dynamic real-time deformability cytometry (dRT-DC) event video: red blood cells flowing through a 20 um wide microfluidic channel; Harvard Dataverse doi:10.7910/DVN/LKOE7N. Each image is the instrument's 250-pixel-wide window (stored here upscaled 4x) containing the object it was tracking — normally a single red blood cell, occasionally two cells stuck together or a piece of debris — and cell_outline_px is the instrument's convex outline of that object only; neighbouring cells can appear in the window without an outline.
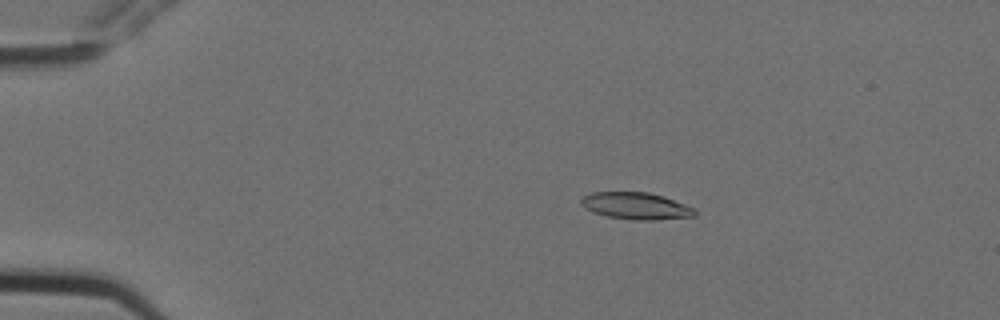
{"species": "Egyptian fruit bat (a non-hibernating species)", "species_latin": "Rousettus aegyptiacus", "temperature_condition": "cold", "stored_images_in_passage": 5, "camera_frame_rate_fps": 3000, "um_per_image_px": 0.085, "animal": {"sex": "female"}, "frame": {"image": 1, "passage_image": 3, "time_ms": 0.667, "image_size_px": [1000, 320], "cell_outline_px": [[696, 216], [656, 220], [632, 220], [608, 216], [592, 212], [584, 208], [580, 204], [580, 200], [584, 196], [592, 192], [648, 192], [664, 196], [696, 208]], "centroid_in_image_um": [54.07, 17.5], "position_along_channel_um": 30.9, "area_um2": 18.03}}